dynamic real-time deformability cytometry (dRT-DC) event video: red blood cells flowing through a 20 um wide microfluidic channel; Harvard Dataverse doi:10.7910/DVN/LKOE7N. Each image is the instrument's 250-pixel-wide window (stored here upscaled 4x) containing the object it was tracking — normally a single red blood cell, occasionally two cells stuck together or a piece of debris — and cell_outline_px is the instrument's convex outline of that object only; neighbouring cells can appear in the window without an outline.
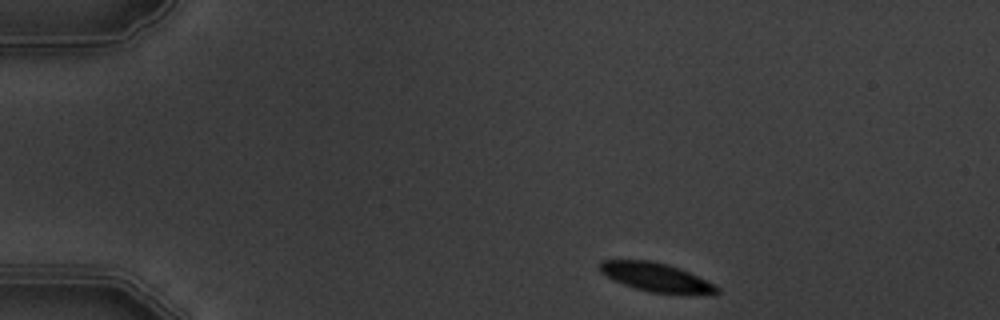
{"species": "common noctule bat (a hibernating species)", "species_latin": "Nyctalus noctula", "temperature_condition": "warm", "stored_images_in_passage": 13, "camera_frame_rate_fps": 3000, "um_per_image_px": 0.085, "animal": {"sex": "male", "body_mass_g": 19.5, "forearm_length_mm": 54.6}, "frame": {"image": 1, "passage_image": 1, "time_ms": 0.0, "image_size_px": [1000, 320], "cell_outline_px": [[720, 292], [688, 296], [648, 292], [624, 284], [600, 272], [600, 260], [652, 260], [668, 264], [680, 268], [716, 284], [720, 288]], "centroid_in_image_um": [55.86, 23.59], "position_along_channel_um": 29.1, "area_um2": 20.0}}
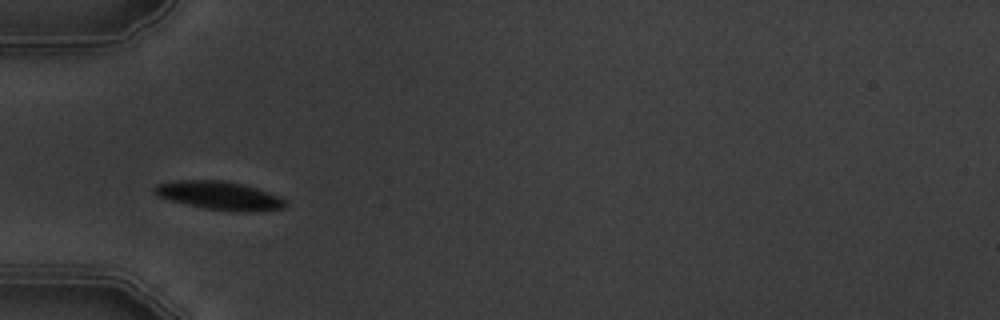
{"frame": {"image": 2, "passage_image": 3, "time_ms": 3.0, "image_size_px": [1000, 320], "cell_outline_px": [[288, 204], [284, 208], [260, 212], [236, 212], [204, 208], [156, 196], [152, 192], [152, 188], [156, 184], [176, 180], [224, 180], [244, 184], [280, 196]], "centroid_in_image_um": [18.67, 16.62], "position_along_channel_um": 66.3, "area_um2": 21.96}}
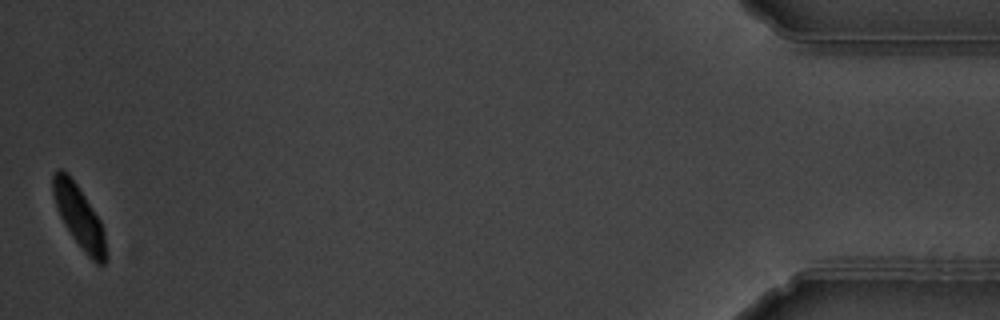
{"frame": {"image": 3, "passage_image": 13, "time_ms": 15.333, "image_size_px": [1000, 320], "cell_outline_px": [[108, 260], [104, 264], [96, 264], [80, 248], [64, 224], [56, 208], [52, 192], [52, 172], [60, 168], [68, 172], [100, 220], [104, 232], [108, 252]], "centroid_in_image_um": [6.73, 18.44], "position_along_channel_um": 428.5, "area_um2": 19.48}, "authors_computed_cell_mechanics": {"area_um2": 21.2126, "velocity_mm_per_s": 3.6276, "shape_relaxation_time_tau1_ms": 1.5812, "shape_relaxation_time_tau2_ms": null, "deformation_change_tau1": 0.0669, "deformation_change_tau2": null}}